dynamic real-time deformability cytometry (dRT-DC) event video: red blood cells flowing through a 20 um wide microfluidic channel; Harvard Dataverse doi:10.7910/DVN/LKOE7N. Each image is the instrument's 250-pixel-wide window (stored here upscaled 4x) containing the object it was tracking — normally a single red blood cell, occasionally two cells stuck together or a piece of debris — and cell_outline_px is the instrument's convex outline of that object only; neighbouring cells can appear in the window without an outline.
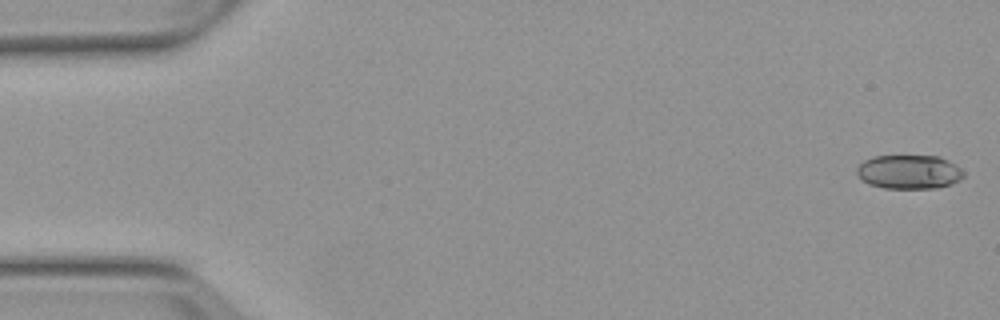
{"species": "Egyptian fruit bat (a non-hibernating species)", "species_latin": "Rousettus aegyptiacus", "temperature_condition": "warm", "stored_images_in_passage": 4, "camera_frame_rate_fps": 3000, "um_per_image_px": 0.085, "animal": {"sex": "female"}, "frame": {"image": 1, "passage_image": 1, "time_ms": 0.0, "image_size_px": [1000, 320], "cell_outline_px": [[964, 176], [960, 180], [952, 184], [936, 188], [884, 188], [868, 184], [860, 180], [856, 172], [856, 168], [864, 160], [872, 156], [940, 156], [956, 164], [964, 172]], "centroid_in_image_um": [77.26, 14.61], "position_along_channel_um": 7.7, "area_um2": 21.44}}
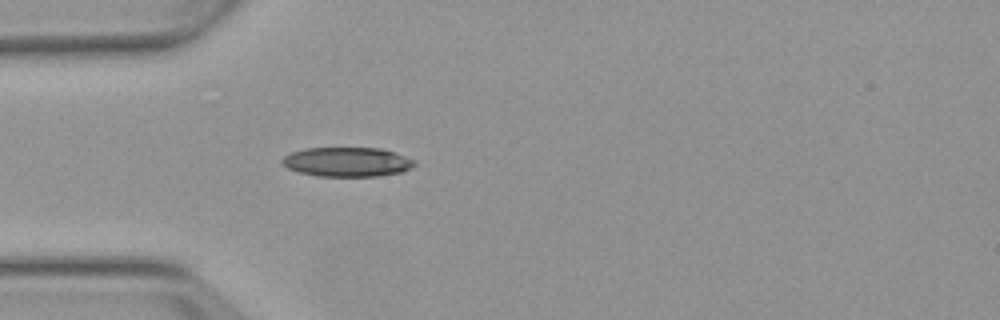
{"frame": {"image": 2, "passage_image": 4, "time_ms": 4.667, "image_size_px": [1000, 320], "cell_outline_px": [[416, 164], [412, 168], [400, 172], [376, 176], [316, 176], [300, 172], [288, 168], [280, 160], [284, 156], [292, 152], [304, 148], [380, 148], [416, 160]], "centroid_in_image_um": [29.5, 13.76], "position_along_channel_um": 55.5, "area_um2": 22.54}}